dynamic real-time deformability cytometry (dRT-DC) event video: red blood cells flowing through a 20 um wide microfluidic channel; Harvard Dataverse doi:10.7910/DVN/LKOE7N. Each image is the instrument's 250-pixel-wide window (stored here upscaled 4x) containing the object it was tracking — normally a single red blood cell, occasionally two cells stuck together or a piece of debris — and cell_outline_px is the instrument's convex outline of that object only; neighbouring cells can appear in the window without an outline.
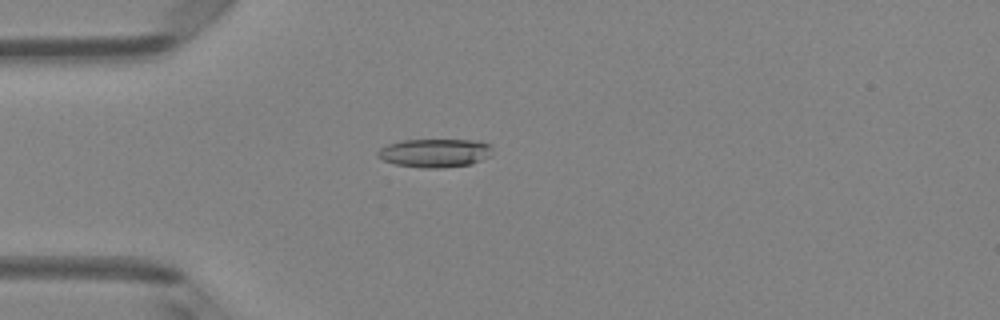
{"species": "Egyptian fruit bat (a non-hibernating species)", "species_latin": "Rousettus aegyptiacus", "temperature_condition": "room temperature", "stored_images_in_passage": 50, "camera_frame_rate_fps": 3000, "um_per_image_px": 0.085, "animal": {"sex": "female"}, "frame": {"image": 1, "passage_image": 14, "time_ms": 4.333, "image_size_px": [1000, 320], "cell_outline_px": [[492, 156], [472, 164], [444, 168], [420, 168], [396, 164], [384, 160], [376, 156], [376, 152], [380, 148], [388, 144], [404, 140], [480, 140], [488, 144], [492, 148]], "centroid_in_image_um": [36.99, 13.01], "position_along_channel_um": 48.0, "area_um2": 19.31}}
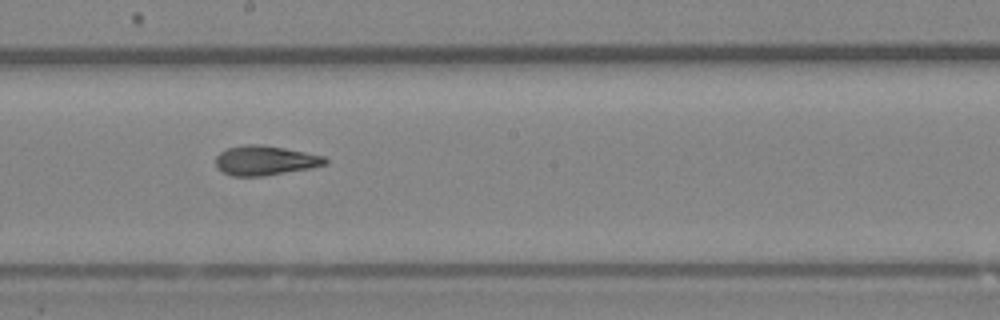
{"frame": {"image": 2, "passage_image": 28, "time_ms": 9.0, "image_size_px": [1000, 320], "cell_outline_px": [[328, 164], [312, 168], [264, 176], [232, 176], [216, 168], [216, 156], [220, 152], [228, 148], [244, 144], [260, 144], [284, 148], [324, 156], [328, 160]], "centroid_in_image_um": [22.54, 13.64], "position_along_channel_um": 225.7, "area_um2": 18.96}}
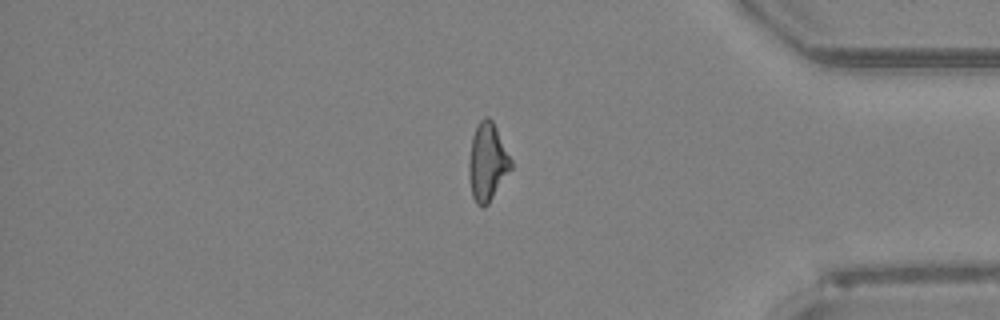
{"frame": {"image": 3, "passage_image": 42, "time_ms": 13.667, "image_size_px": [1000, 320], "cell_outline_px": [[512, 168], [488, 204], [484, 208], [480, 208], [476, 204], [472, 196], [468, 176], [468, 160], [472, 136], [480, 120], [484, 116], [488, 116], [492, 120], [512, 160]], "centroid_in_image_um": [41.41, 13.8], "position_along_channel_um": 393.8, "area_um2": 19.25}, "authors_computed_cell_mechanics": {"area_um2": 18.9584, "velocity_mm_per_s": 4.1244, "shape_relaxation_time_tau1_ms": 4.4855, "shape_relaxation_time_tau2_ms": 2.3948, "deformation_change_tau1": 0.1577, "deformation_change_tau2": 0.122}}